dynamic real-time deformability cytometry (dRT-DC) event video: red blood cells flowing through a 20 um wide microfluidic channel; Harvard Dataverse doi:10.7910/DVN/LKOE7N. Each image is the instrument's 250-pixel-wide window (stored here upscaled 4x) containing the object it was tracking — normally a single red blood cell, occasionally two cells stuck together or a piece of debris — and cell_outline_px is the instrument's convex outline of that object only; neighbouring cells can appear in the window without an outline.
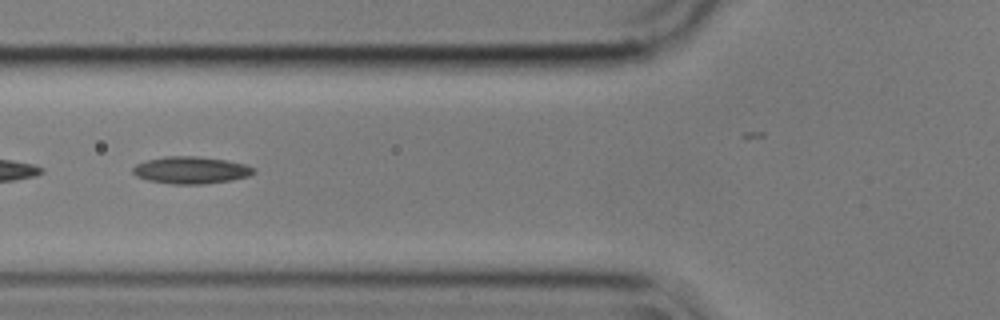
{"species": "common noctule bat (a hibernating species)", "species_latin": "Nyctalus noctula", "temperature_condition": "cold", "stored_images_in_passage": 44, "camera_frame_rate_fps": 3000, "um_per_image_px": 0.085, "animal": {"sex": "male", "body_mass_g": 17.9}, "frame": {"image": 1, "passage_image": 11, "time_ms": 3.333, "image_size_px": [1000, 320], "cell_outline_px": [[256, 172], [248, 176], [232, 180], [204, 184], [172, 184], [148, 180], [136, 176], [132, 172], [132, 168], [136, 164], [148, 160], [164, 156], [196, 156], [228, 160], [244, 164], [256, 168]], "centroid_in_image_um": [16.25, 14.46], "position_along_channel_um": 109.6, "area_um2": 19.19}}
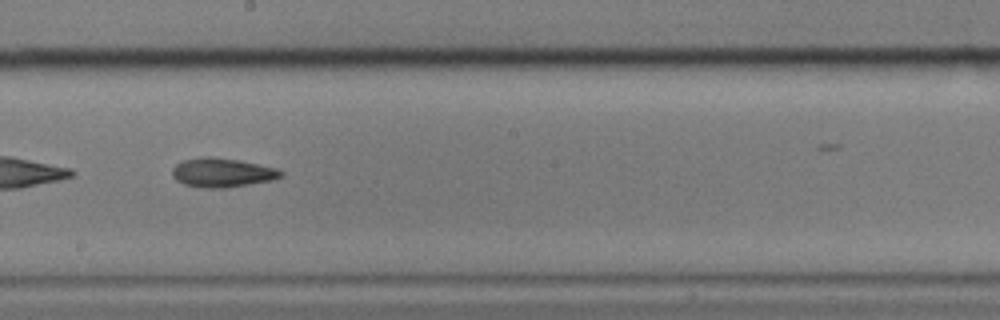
{"frame": {"image": 2, "passage_image": 21, "time_ms": 6.667, "image_size_px": [1000, 320], "cell_outline_px": [[284, 176], [272, 180], [224, 188], [200, 188], [184, 184], [176, 180], [172, 176], [172, 168], [176, 164], [184, 160], [200, 156], [208, 156], [240, 160], [276, 168], [284, 172]], "centroid_in_image_um": [18.87, 14.67], "position_along_channel_um": 229.3, "area_um2": 18.55}}
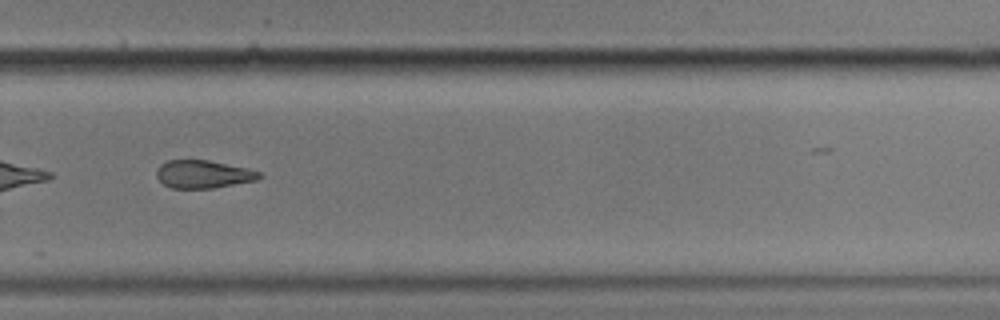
{"frame": {"image": 3, "passage_image": 28, "time_ms": 9.0, "image_size_px": [1000, 320], "cell_outline_px": [[264, 176], [256, 180], [212, 188], [172, 188], [164, 184], [156, 176], [156, 168], [160, 164], [168, 160], [208, 160], [248, 168], [260, 172]], "centroid_in_image_um": [17.27, 14.8], "position_along_channel_um": 312.5, "area_um2": 16.7}}